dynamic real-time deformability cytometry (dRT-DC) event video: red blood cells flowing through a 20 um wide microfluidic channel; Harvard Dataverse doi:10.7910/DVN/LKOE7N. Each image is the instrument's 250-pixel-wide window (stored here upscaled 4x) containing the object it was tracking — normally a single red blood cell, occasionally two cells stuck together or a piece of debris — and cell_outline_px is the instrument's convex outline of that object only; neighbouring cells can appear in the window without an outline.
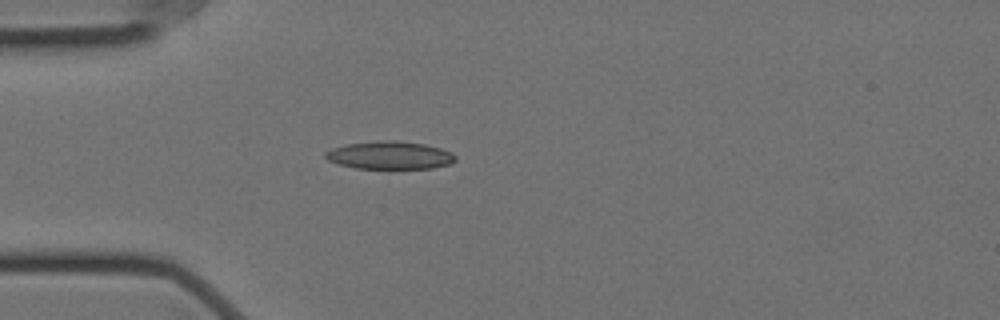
{"species": "Egyptian fruit bat (a non-hibernating species)", "species_latin": "Rousettus aegyptiacus", "temperature_condition": "cold", "stored_images_in_passage": 14, "camera_frame_rate_fps": 3000, "um_per_image_px": 0.085, "animal": {"sex": "female"}, "frame": {"image": 1, "passage_image": 1, "time_ms": 0.0, "image_size_px": [1000, 320], "cell_outline_px": [[456, 160], [448, 164], [432, 168], [388, 172], [356, 168], [340, 164], [328, 160], [324, 156], [324, 152], [332, 148], [348, 144], [376, 140], [396, 140], [424, 144], [440, 148], [452, 152], [456, 156]], "centroid_in_image_um": [33.14, 13.24], "position_along_channel_um": 51.9, "area_um2": 22.14}}
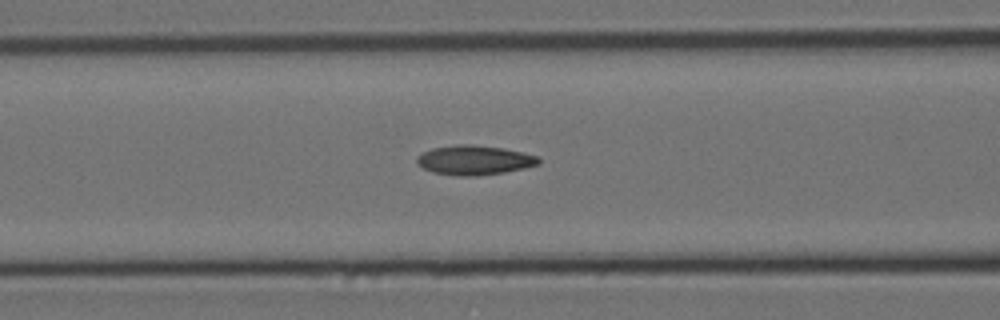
{"frame": {"image": 2, "passage_image": 8, "time_ms": 2.333, "image_size_px": [1000, 320], "cell_outline_px": [[540, 164], [524, 168], [504, 172], [476, 176], [460, 176], [432, 172], [416, 164], [416, 156], [432, 148], [460, 144], [468, 144], [504, 148], [524, 152], [536, 156], [540, 160]], "centroid_in_image_um": [40.31, 13.61], "position_along_channel_um": 126.3, "area_um2": 20.92}}
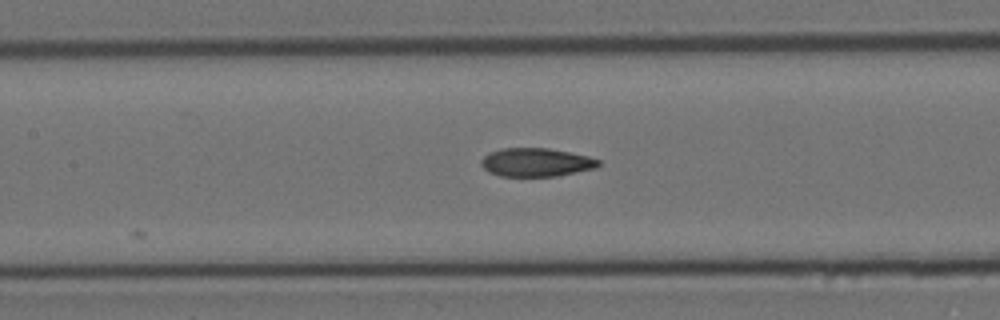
{"frame": {"image": 3, "passage_image": 11, "time_ms": 3.333, "image_size_px": [1000, 320], "cell_outline_px": [[600, 164], [596, 168], [556, 176], [500, 176], [488, 172], [480, 164], [480, 160], [488, 152], [500, 148], [548, 148], [588, 156], [600, 160]], "centroid_in_image_um": [45.53, 13.79], "position_along_channel_um": 161.9, "area_um2": 19.54}}